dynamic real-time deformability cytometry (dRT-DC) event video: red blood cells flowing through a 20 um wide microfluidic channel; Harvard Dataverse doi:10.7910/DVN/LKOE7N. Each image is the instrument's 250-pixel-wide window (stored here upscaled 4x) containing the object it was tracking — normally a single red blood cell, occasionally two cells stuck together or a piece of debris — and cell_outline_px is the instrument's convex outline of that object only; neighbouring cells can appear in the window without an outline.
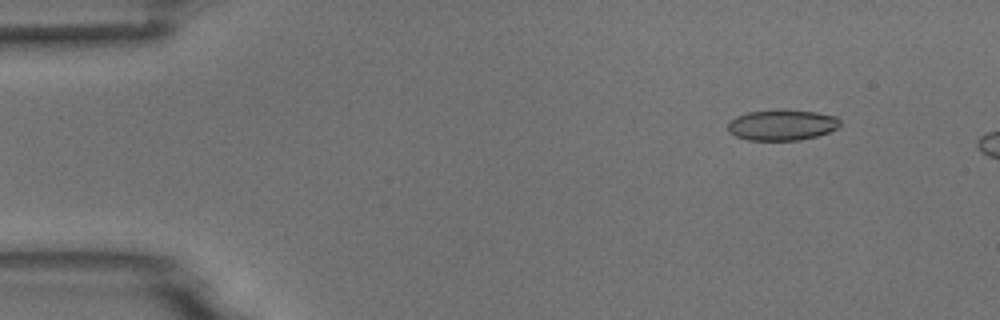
{"species": "common noctule bat (a hibernating species)", "species_latin": "Nyctalus noctula", "temperature_condition": "room temperature", "stored_images_in_passage": 4, "camera_frame_rate_fps": 3000, "um_per_image_px": 0.085, "animal": {"sex": "male", "body_mass_g": 18.8}, "frame": {"image": 1, "passage_image": 2, "time_ms": 0.333, "image_size_px": [1000, 320], "cell_outline_px": [[840, 124], [836, 128], [828, 132], [816, 136], [800, 140], [748, 140], [736, 136], [728, 132], [728, 124], [736, 116], [748, 112], [816, 112], [836, 116], [840, 120]], "centroid_in_image_um": [66.46, 10.66], "position_along_channel_um": 18.5, "area_um2": 19.31}}